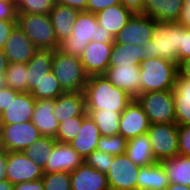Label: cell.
<instances>
[{
	"label": "cell",
	"mask_w": 190,
	"mask_h": 190,
	"mask_svg": "<svg viewBox=\"0 0 190 190\" xmlns=\"http://www.w3.org/2000/svg\"><path fill=\"white\" fill-rule=\"evenodd\" d=\"M178 155L190 157V125H177Z\"/></svg>",
	"instance_id": "cell-41"
},
{
	"label": "cell",
	"mask_w": 190,
	"mask_h": 190,
	"mask_svg": "<svg viewBox=\"0 0 190 190\" xmlns=\"http://www.w3.org/2000/svg\"><path fill=\"white\" fill-rule=\"evenodd\" d=\"M65 93L56 79L53 71L45 75L38 85L30 92L36 100H55Z\"/></svg>",
	"instance_id": "cell-35"
},
{
	"label": "cell",
	"mask_w": 190,
	"mask_h": 190,
	"mask_svg": "<svg viewBox=\"0 0 190 190\" xmlns=\"http://www.w3.org/2000/svg\"><path fill=\"white\" fill-rule=\"evenodd\" d=\"M22 0H13V2L15 3V5L17 6Z\"/></svg>",
	"instance_id": "cell-58"
},
{
	"label": "cell",
	"mask_w": 190,
	"mask_h": 190,
	"mask_svg": "<svg viewBox=\"0 0 190 190\" xmlns=\"http://www.w3.org/2000/svg\"><path fill=\"white\" fill-rule=\"evenodd\" d=\"M152 153L157 162L178 155V130L176 123L150 124L147 131Z\"/></svg>",
	"instance_id": "cell-8"
},
{
	"label": "cell",
	"mask_w": 190,
	"mask_h": 190,
	"mask_svg": "<svg viewBox=\"0 0 190 190\" xmlns=\"http://www.w3.org/2000/svg\"><path fill=\"white\" fill-rule=\"evenodd\" d=\"M135 100L144 110L150 124L175 123L173 90L142 93Z\"/></svg>",
	"instance_id": "cell-7"
},
{
	"label": "cell",
	"mask_w": 190,
	"mask_h": 190,
	"mask_svg": "<svg viewBox=\"0 0 190 190\" xmlns=\"http://www.w3.org/2000/svg\"><path fill=\"white\" fill-rule=\"evenodd\" d=\"M95 15L98 25L107 29V32L115 38L127 25L134 13L120 3L107 7Z\"/></svg>",
	"instance_id": "cell-23"
},
{
	"label": "cell",
	"mask_w": 190,
	"mask_h": 190,
	"mask_svg": "<svg viewBox=\"0 0 190 190\" xmlns=\"http://www.w3.org/2000/svg\"><path fill=\"white\" fill-rule=\"evenodd\" d=\"M79 10L55 3L49 13L55 35L59 43L68 38L73 31V25Z\"/></svg>",
	"instance_id": "cell-27"
},
{
	"label": "cell",
	"mask_w": 190,
	"mask_h": 190,
	"mask_svg": "<svg viewBox=\"0 0 190 190\" xmlns=\"http://www.w3.org/2000/svg\"><path fill=\"white\" fill-rule=\"evenodd\" d=\"M36 99L30 92H19L11 96V102L2 112L3 124H15L30 121L33 116Z\"/></svg>",
	"instance_id": "cell-19"
},
{
	"label": "cell",
	"mask_w": 190,
	"mask_h": 190,
	"mask_svg": "<svg viewBox=\"0 0 190 190\" xmlns=\"http://www.w3.org/2000/svg\"><path fill=\"white\" fill-rule=\"evenodd\" d=\"M177 23L180 26L190 29V10H182Z\"/></svg>",
	"instance_id": "cell-52"
},
{
	"label": "cell",
	"mask_w": 190,
	"mask_h": 190,
	"mask_svg": "<svg viewBox=\"0 0 190 190\" xmlns=\"http://www.w3.org/2000/svg\"><path fill=\"white\" fill-rule=\"evenodd\" d=\"M55 3L68 6L79 11H87V0H55Z\"/></svg>",
	"instance_id": "cell-48"
},
{
	"label": "cell",
	"mask_w": 190,
	"mask_h": 190,
	"mask_svg": "<svg viewBox=\"0 0 190 190\" xmlns=\"http://www.w3.org/2000/svg\"><path fill=\"white\" fill-rule=\"evenodd\" d=\"M169 184L166 170L161 162L140 167L137 190H165Z\"/></svg>",
	"instance_id": "cell-28"
},
{
	"label": "cell",
	"mask_w": 190,
	"mask_h": 190,
	"mask_svg": "<svg viewBox=\"0 0 190 190\" xmlns=\"http://www.w3.org/2000/svg\"><path fill=\"white\" fill-rule=\"evenodd\" d=\"M106 173L110 190H137V177L140 166L136 165L127 155L114 156Z\"/></svg>",
	"instance_id": "cell-10"
},
{
	"label": "cell",
	"mask_w": 190,
	"mask_h": 190,
	"mask_svg": "<svg viewBox=\"0 0 190 190\" xmlns=\"http://www.w3.org/2000/svg\"><path fill=\"white\" fill-rule=\"evenodd\" d=\"M120 4L119 0H87V11L98 13L107 7Z\"/></svg>",
	"instance_id": "cell-44"
},
{
	"label": "cell",
	"mask_w": 190,
	"mask_h": 190,
	"mask_svg": "<svg viewBox=\"0 0 190 190\" xmlns=\"http://www.w3.org/2000/svg\"><path fill=\"white\" fill-rule=\"evenodd\" d=\"M72 190H110L105 173L83 162L70 173Z\"/></svg>",
	"instance_id": "cell-20"
},
{
	"label": "cell",
	"mask_w": 190,
	"mask_h": 190,
	"mask_svg": "<svg viewBox=\"0 0 190 190\" xmlns=\"http://www.w3.org/2000/svg\"><path fill=\"white\" fill-rule=\"evenodd\" d=\"M84 94L86 110L123 112L133 100L126 91L113 86L103 75L88 77Z\"/></svg>",
	"instance_id": "cell-2"
},
{
	"label": "cell",
	"mask_w": 190,
	"mask_h": 190,
	"mask_svg": "<svg viewBox=\"0 0 190 190\" xmlns=\"http://www.w3.org/2000/svg\"><path fill=\"white\" fill-rule=\"evenodd\" d=\"M127 140L119 134L101 136L97 143V151L108 153L112 156L122 155L126 152Z\"/></svg>",
	"instance_id": "cell-37"
},
{
	"label": "cell",
	"mask_w": 190,
	"mask_h": 190,
	"mask_svg": "<svg viewBox=\"0 0 190 190\" xmlns=\"http://www.w3.org/2000/svg\"><path fill=\"white\" fill-rule=\"evenodd\" d=\"M90 41L114 43V37L98 25L95 13L79 11L72 34L60 43L59 50L80 58Z\"/></svg>",
	"instance_id": "cell-1"
},
{
	"label": "cell",
	"mask_w": 190,
	"mask_h": 190,
	"mask_svg": "<svg viewBox=\"0 0 190 190\" xmlns=\"http://www.w3.org/2000/svg\"><path fill=\"white\" fill-rule=\"evenodd\" d=\"M2 126H3V119H2V113L0 112V132H1Z\"/></svg>",
	"instance_id": "cell-57"
},
{
	"label": "cell",
	"mask_w": 190,
	"mask_h": 190,
	"mask_svg": "<svg viewBox=\"0 0 190 190\" xmlns=\"http://www.w3.org/2000/svg\"><path fill=\"white\" fill-rule=\"evenodd\" d=\"M183 5L182 10H190V0H183Z\"/></svg>",
	"instance_id": "cell-56"
},
{
	"label": "cell",
	"mask_w": 190,
	"mask_h": 190,
	"mask_svg": "<svg viewBox=\"0 0 190 190\" xmlns=\"http://www.w3.org/2000/svg\"><path fill=\"white\" fill-rule=\"evenodd\" d=\"M113 86L126 91L136 99L142 94V82L139 65L109 66L103 74Z\"/></svg>",
	"instance_id": "cell-13"
},
{
	"label": "cell",
	"mask_w": 190,
	"mask_h": 190,
	"mask_svg": "<svg viewBox=\"0 0 190 190\" xmlns=\"http://www.w3.org/2000/svg\"><path fill=\"white\" fill-rule=\"evenodd\" d=\"M17 26L26 34L37 49H59L60 43L56 38L49 15L17 13Z\"/></svg>",
	"instance_id": "cell-5"
},
{
	"label": "cell",
	"mask_w": 190,
	"mask_h": 190,
	"mask_svg": "<svg viewBox=\"0 0 190 190\" xmlns=\"http://www.w3.org/2000/svg\"><path fill=\"white\" fill-rule=\"evenodd\" d=\"M141 45L114 44L109 66L139 65L142 61Z\"/></svg>",
	"instance_id": "cell-31"
},
{
	"label": "cell",
	"mask_w": 190,
	"mask_h": 190,
	"mask_svg": "<svg viewBox=\"0 0 190 190\" xmlns=\"http://www.w3.org/2000/svg\"><path fill=\"white\" fill-rule=\"evenodd\" d=\"M178 75L184 79L190 80V58L185 59L178 64Z\"/></svg>",
	"instance_id": "cell-50"
},
{
	"label": "cell",
	"mask_w": 190,
	"mask_h": 190,
	"mask_svg": "<svg viewBox=\"0 0 190 190\" xmlns=\"http://www.w3.org/2000/svg\"><path fill=\"white\" fill-rule=\"evenodd\" d=\"M19 92L6 87L4 85L0 88V112L6 110V107H8L9 103L11 102V96H16Z\"/></svg>",
	"instance_id": "cell-46"
},
{
	"label": "cell",
	"mask_w": 190,
	"mask_h": 190,
	"mask_svg": "<svg viewBox=\"0 0 190 190\" xmlns=\"http://www.w3.org/2000/svg\"><path fill=\"white\" fill-rule=\"evenodd\" d=\"M2 151V148H1V139H0V152Z\"/></svg>",
	"instance_id": "cell-59"
},
{
	"label": "cell",
	"mask_w": 190,
	"mask_h": 190,
	"mask_svg": "<svg viewBox=\"0 0 190 190\" xmlns=\"http://www.w3.org/2000/svg\"><path fill=\"white\" fill-rule=\"evenodd\" d=\"M54 100H36L31 121L42 136L56 137L59 121L53 116Z\"/></svg>",
	"instance_id": "cell-24"
},
{
	"label": "cell",
	"mask_w": 190,
	"mask_h": 190,
	"mask_svg": "<svg viewBox=\"0 0 190 190\" xmlns=\"http://www.w3.org/2000/svg\"><path fill=\"white\" fill-rule=\"evenodd\" d=\"M155 20L134 14L127 25L115 36L114 44L145 45L152 40Z\"/></svg>",
	"instance_id": "cell-11"
},
{
	"label": "cell",
	"mask_w": 190,
	"mask_h": 190,
	"mask_svg": "<svg viewBox=\"0 0 190 190\" xmlns=\"http://www.w3.org/2000/svg\"><path fill=\"white\" fill-rule=\"evenodd\" d=\"M150 126L147 115L142 107L133 99L121 113L119 135L126 140L146 134Z\"/></svg>",
	"instance_id": "cell-15"
},
{
	"label": "cell",
	"mask_w": 190,
	"mask_h": 190,
	"mask_svg": "<svg viewBox=\"0 0 190 190\" xmlns=\"http://www.w3.org/2000/svg\"><path fill=\"white\" fill-rule=\"evenodd\" d=\"M41 179L44 190H72L69 172L44 173Z\"/></svg>",
	"instance_id": "cell-38"
},
{
	"label": "cell",
	"mask_w": 190,
	"mask_h": 190,
	"mask_svg": "<svg viewBox=\"0 0 190 190\" xmlns=\"http://www.w3.org/2000/svg\"><path fill=\"white\" fill-rule=\"evenodd\" d=\"M42 135L33 122L3 124L0 132L1 148L6 152H23Z\"/></svg>",
	"instance_id": "cell-9"
},
{
	"label": "cell",
	"mask_w": 190,
	"mask_h": 190,
	"mask_svg": "<svg viewBox=\"0 0 190 190\" xmlns=\"http://www.w3.org/2000/svg\"><path fill=\"white\" fill-rule=\"evenodd\" d=\"M56 139L49 136H41L32 145L28 146L23 153L36 165L44 169L52 155V150Z\"/></svg>",
	"instance_id": "cell-32"
},
{
	"label": "cell",
	"mask_w": 190,
	"mask_h": 190,
	"mask_svg": "<svg viewBox=\"0 0 190 190\" xmlns=\"http://www.w3.org/2000/svg\"><path fill=\"white\" fill-rule=\"evenodd\" d=\"M55 0H22L17 6V13L46 14L52 11Z\"/></svg>",
	"instance_id": "cell-39"
},
{
	"label": "cell",
	"mask_w": 190,
	"mask_h": 190,
	"mask_svg": "<svg viewBox=\"0 0 190 190\" xmlns=\"http://www.w3.org/2000/svg\"><path fill=\"white\" fill-rule=\"evenodd\" d=\"M165 190H190V186H185L181 184H175V183H170Z\"/></svg>",
	"instance_id": "cell-54"
},
{
	"label": "cell",
	"mask_w": 190,
	"mask_h": 190,
	"mask_svg": "<svg viewBox=\"0 0 190 190\" xmlns=\"http://www.w3.org/2000/svg\"><path fill=\"white\" fill-rule=\"evenodd\" d=\"M101 137L98 126L88 114L83 120L78 135L69 142L70 146L84 159L97 149Z\"/></svg>",
	"instance_id": "cell-22"
},
{
	"label": "cell",
	"mask_w": 190,
	"mask_h": 190,
	"mask_svg": "<svg viewBox=\"0 0 190 190\" xmlns=\"http://www.w3.org/2000/svg\"><path fill=\"white\" fill-rule=\"evenodd\" d=\"M0 190H14V185L8 180L0 181Z\"/></svg>",
	"instance_id": "cell-55"
},
{
	"label": "cell",
	"mask_w": 190,
	"mask_h": 190,
	"mask_svg": "<svg viewBox=\"0 0 190 190\" xmlns=\"http://www.w3.org/2000/svg\"><path fill=\"white\" fill-rule=\"evenodd\" d=\"M87 115L84 92H65L54 100L53 116L59 122Z\"/></svg>",
	"instance_id": "cell-18"
},
{
	"label": "cell",
	"mask_w": 190,
	"mask_h": 190,
	"mask_svg": "<svg viewBox=\"0 0 190 190\" xmlns=\"http://www.w3.org/2000/svg\"><path fill=\"white\" fill-rule=\"evenodd\" d=\"M178 64L190 58V29L181 26L180 49L177 52Z\"/></svg>",
	"instance_id": "cell-42"
},
{
	"label": "cell",
	"mask_w": 190,
	"mask_h": 190,
	"mask_svg": "<svg viewBox=\"0 0 190 190\" xmlns=\"http://www.w3.org/2000/svg\"><path fill=\"white\" fill-rule=\"evenodd\" d=\"M120 3L132 11L134 14H140L142 12V7L144 0H119Z\"/></svg>",
	"instance_id": "cell-49"
},
{
	"label": "cell",
	"mask_w": 190,
	"mask_h": 190,
	"mask_svg": "<svg viewBox=\"0 0 190 190\" xmlns=\"http://www.w3.org/2000/svg\"><path fill=\"white\" fill-rule=\"evenodd\" d=\"M175 123L190 125V80L177 75L173 89Z\"/></svg>",
	"instance_id": "cell-26"
},
{
	"label": "cell",
	"mask_w": 190,
	"mask_h": 190,
	"mask_svg": "<svg viewBox=\"0 0 190 190\" xmlns=\"http://www.w3.org/2000/svg\"><path fill=\"white\" fill-rule=\"evenodd\" d=\"M86 111L98 126L101 136L119 134V122L122 112L105 111V109Z\"/></svg>",
	"instance_id": "cell-33"
},
{
	"label": "cell",
	"mask_w": 190,
	"mask_h": 190,
	"mask_svg": "<svg viewBox=\"0 0 190 190\" xmlns=\"http://www.w3.org/2000/svg\"><path fill=\"white\" fill-rule=\"evenodd\" d=\"M84 162L75 149L69 143L56 142L52 155L43 169L44 173L69 172L74 171Z\"/></svg>",
	"instance_id": "cell-17"
},
{
	"label": "cell",
	"mask_w": 190,
	"mask_h": 190,
	"mask_svg": "<svg viewBox=\"0 0 190 190\" xmlns=\"http://www.w3.org/2000/svg\"><path fill=\"white\" fill-rule=\"evenodd\" d=\"M17 25V21L0 20V50L3 49L11 31Z\"/></svg>",
	"instance_id": "cell-45"
},
{
	"label": "cell",
	"mask_w": 190,
	"mask_h": 190,
	"mask_svg": "<svg viewBox=\"0 0 190 190\" xmlns=\"http://www.w3.org/2000/svg\"><path fill=\"white\" fill-rule=\"evenodd\" d=\"M183 6V0H144L140 14L159 22H177Z\"/></svg>",
	"instance_id": "cell-21"
},
{
	"label": "cell",
	"mask_w": 190,
	"mask_h": 190,
	"mask_svg": "<svg viewBox=\"0 0 190 190\" xmlns=\"http://www.w3.org/2000/svg\"><path fill=\"white\" fill-rule=\"evenodd\" d=\"M14 190H44V186L42 179H37L15 184Z\"/></svg>",
	"instance_id": "cell-47"
},
{
	"label": "cell",
	"mask_w": 190,
	"mask_h": 190,
	"mask_svg": "<svg viewBox=\"0 0 190 190\" xmlns=\"http://www.w3.org/2000/svg\"><path fill=\"white\" fill-rule=\"evenodd\" d=\"M114 43L90 41L82 52L80 60L88 77L103 75L109 67V57Z\"/></svg>",
	"instance_id": "cell-14"
},
{
	"label": "cell",
	"mask_w": 190,
	"mask_h": 190,
	"mask_svg": "<svg viewBox=\"0 0 190 190\" xmlns=\"http://www.w3.org/2000/svg\"><path fill=\"white\" fill-rule=\"evenodd\" d=\"M0 20L17 21V8L13 1L0 0Z\"/></svg>",
	"instance_id": "cell-43"
},
{
	"label": "cell",
	"mask_w": 190,
	"mask_h": 190,
	"mask_svg": "<svg viewBox=\"0 0 190 190\" xmlns=\"http://www.w3.org/2000/svg\"><path fill=\"white\" fill-rule=\"evenodd\" d=\"M54 50L38 49L26 63L28 92H31L46 74L52 71Z\"/></svg>",
	"instance_id": "cell-25"
},
{
	"label": "cell",
	"mask_w": 190,
	"mask_h": 190,
	"mask_svg": "<svg viewBox=\"0 0 190 190\" xmlns=\"http://www.w3.org/2000/svg\"><path fill=\"white\" fill-rule=\"evenodd\" d=\"M139 66L142 93L174 89L178 64L157 57L142 60Z\"/></svg>",
	"instance_id": "cell-4"
},
{
	"label": "cell",
	"mask_w": 190,
	"mask_h": 190,
	"mask_svg": "<svg viewBox=\"0 0 190 190\" xmlns=\"http://www.w3.org/2000/svg\"><path fill=\"white\" fill-rule=\"evenodd\" d=\"M169 183L190 186V157L176 155L161 161Z\"/></svg>",
	"instance_id": "cell-30"
},
{
	"label": "cell",
	"mask_w": 190,
	"mask_h": 190,
	"mask_svg": "<svg viewBox=\"0 0 190 190\" xmlns=\"http://www.w3.org/2000/svg\"><path fill=\"white\" fill-rule=\"evenodd\" d=\"M181 26L177 22L155 21L152 40L141 46L142 60L162 58L178 64Z\"/></svg>",
	"instance_id": "cell-3"
},
{
	"label": "cell",
	"mask_w": 190,
	"mask_h": 190,
	"mask_svg": "<svg viewBox=\"0 0 190 190\" xmlns=\"http://www.w3.org/2000/svg\"><path fill=\"white\" fill-rule=\"evenodd\" d=\"M27 73L26 64L8 63L2 83L18 92H28Z\"/></svg>",
	"instance_id": "cell-34"
},
{
	"label": "cell",
	"mask_w": 190,
	"mask_h": 190,
	"mask_svg": "<svg viewBox=\"0 0 190 190\" xmlns=\"http://www.w3.org/2000/svg\"><path fill=\"white\" fill-rule=\"evenodd\" d=\"M7 179L13 184L41 179L43 168L36 165L23 152H7Z\"/></svg>",
	"instance_id": "cell-12"
},
{
	"label": "cell",
	"mask_w": 190,
	"mask_h": 190,
	"mask_svg": "<svg viewBox=\"0 0 190 190\" xmlns=\"http://www.w3.org/2000/svg\"><path fill=\"white\" fill-rule=\"evenodd\" d=\"M38 49L16 25L2 49L8 63L26 64Z\"/></svg>",
	"instance_id": "cell-16"
},
{
	"label": "cell",
	"mask_w": 190,
	"mask_h": 190,
	"mask_svg": "<svg viewBox=\"0 0 190 190\" xmlns=\"http://www.w3.org/2000/svg\"><path fill=\"white\" fill-rule=\"evenodd\" d=\"M125 153L140 167L157 162L152 153L151 143L147 133L127 140Z\"/></svg>",
	"instance_id": "cell-29"
},
{
	"label": "cell",
	"mask_w": 190,
	"mask_h": 190,
	"mask_svg": "<svg viewBox=\"0 0 190 190\" xmlns=\"http://www.w3.org/2000/svg\"><path fill=\"white\" fill-rule=\"evenodd\" d=\"M52 71L65 92H84L88 76L79 57L54 50Z\"/></svg>",
	"instance_id": "cell-6"
},
{
	"label": "cell",
	"mask_w": 190,
	"mask_h": 190,
	"mask_svg": "<svg viewBox=\"0 0 190 190\" xmlns=\"http://www.w3.org/2000/svg\"><path fill=\"white\" fill-rule=\"evenodd\" d=\"M7 152H0V181L7 179Z\"/></svg>",
	"instance_id": "cell-51"
},
{
	"label": "cell",
	"mask_w": 190,
	"mask_h": 190,
	"mask_svg": "<svg viewBox=\"0 0 190 190\" xmlns=\"http://www.w3.org/2000/svg\"><path fill=\"white\" fill-rule=\"evenodd\" d=\"M7 64L8 62H7L6 56L4 52L0 50V81H3L4 74L7 69Z\"/></svg>",
	"instance_id": "cell-53"
},
{
	"label": "cell",
	"mask_w": 190,
	"mask_h": 190,
	"mask_svg": "<svg viewBox=\"0 0 190 190\" xmlns=\"http://www.w3.org/2000/svg\"><path fill=\"white\" fill-rule=\"evenodd\" d=\"M113 158L114 156L108 153L95 150L84 159V162L88 166L106 174L110 167L109 165L112 164Z\"/></svg>",
	"instance_id": "cell-40"
},
{
	"label": "cell",
	"mask_w": 190,
	"mask_h": 190,
	"mask_svg": "<svg viewBox=\"0 0 190 190\" xmlns=\"http://www.w3.org/2000/svg\"><path fill=\"white\" fill-rule=\"evenodd\" d=\"M85 117L86 116L70 117L68 120L59 122L57 134L55 137L56 141L69 143L75 139L81 128L82 120Z\"/></svg>",
	"instance_id": "cell-36"
}]
</instances>
